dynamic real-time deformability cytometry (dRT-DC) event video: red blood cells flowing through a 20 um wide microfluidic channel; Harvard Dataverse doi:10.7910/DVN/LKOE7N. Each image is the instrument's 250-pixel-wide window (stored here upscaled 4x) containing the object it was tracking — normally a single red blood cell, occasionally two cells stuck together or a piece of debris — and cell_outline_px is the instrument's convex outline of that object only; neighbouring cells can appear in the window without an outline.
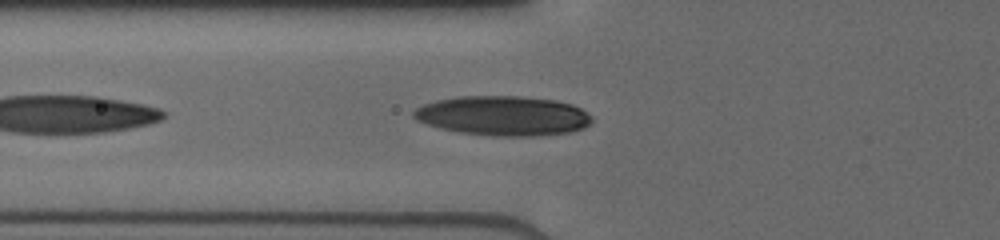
{"species": "human", "species_latin": "Homo sapiens", "temperature_condition": "cold", "stored_images_in_passage": 8, "camera_frame_rate_fps": 3000, "um_per_image_px": 0.085, "donor": {"sex": "male"}, "frame": {"image": 1, "passage_image": 6, "time_ms": 4.0, "image_size_px": [1000, 240], "cell_outline_px": [[592, 120], [584, 128], [572, 132], [540, 136], [496, 136], [460, 132], [440, 128], [416, 120], [412, 116], [412, 112], [416, 108], [424, 104], [436, 100], [456, 96], [524, 96], [556, 100], [572, 104], [580, 108], [592, 116]], "centroid_in_image_um": [42.78, 9.83], "position_along_channel_um": 83.0, "area_um2": 41.44}}
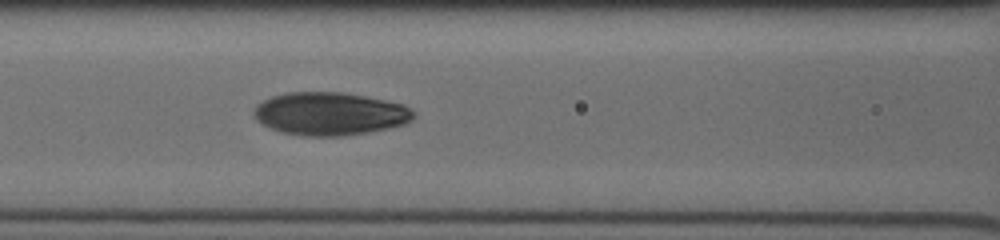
{"frame": {"image": 2, "passage_image": 8, "time_ms": 5.333, "image_size_px": [1000, 240], "cell_outline_px": [[416, 116], [412, 120], [404, 124], [388, 128], [368, 132], [344, 136], [304, 136], [284, 132], [272, 128], [256, 120], [252, 116], [252, 112], [256, 104], [272, 96], [288, 92], [340, 92], [364, 96], [404, 104], [416, 112]], "centroid_in_image_um": [28.05, 9.67], "position_along_channel_um": 138.6, "area_um2": 40.06}}